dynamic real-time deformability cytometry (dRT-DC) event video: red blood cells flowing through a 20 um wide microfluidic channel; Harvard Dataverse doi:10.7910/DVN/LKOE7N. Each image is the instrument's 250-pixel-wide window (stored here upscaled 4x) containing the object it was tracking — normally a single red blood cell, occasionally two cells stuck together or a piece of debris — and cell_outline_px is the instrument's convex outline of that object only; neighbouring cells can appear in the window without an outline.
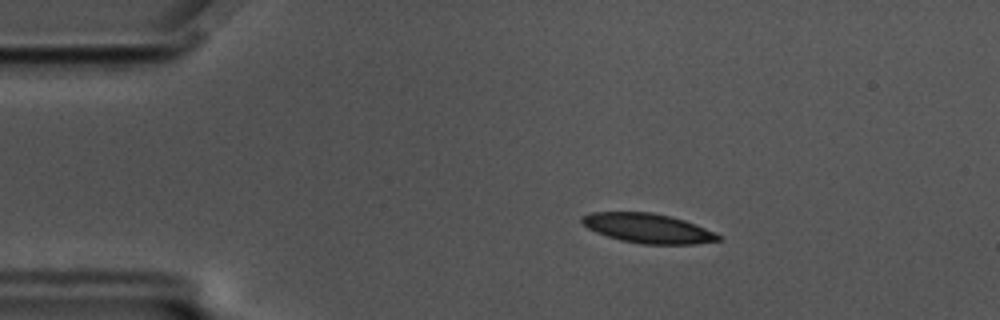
{"species": "common noctule bat (a hibernating species)", "species_latin": "Nyctalus noctula", "temperature_condition": "cold", "stored_images_in_passage": 49, "camera_frame_rate_fps": 3000, "um_per_image_px": 0.085, "animal": {"sex": "male", "body_mass_g": 17.5, "forearm_length_mm": 52.3}, "frame": {"image": 1, "passage_image": 2, "time_ms": 0.333, "image_size_px": [1000, 320], "cell_outline_px": [[724, 236], [720, 240], [696, 244], [644, 244], [620, 240], [596, 232], [588, 228], [580, 220], [580, 216], [592, 212], [652, 212], [684, 220], [696, 224]], "centroid_in_image_um": [55.09, 19.4], "position_along_channel_um": 29.9, "area_um2": 23.47}}
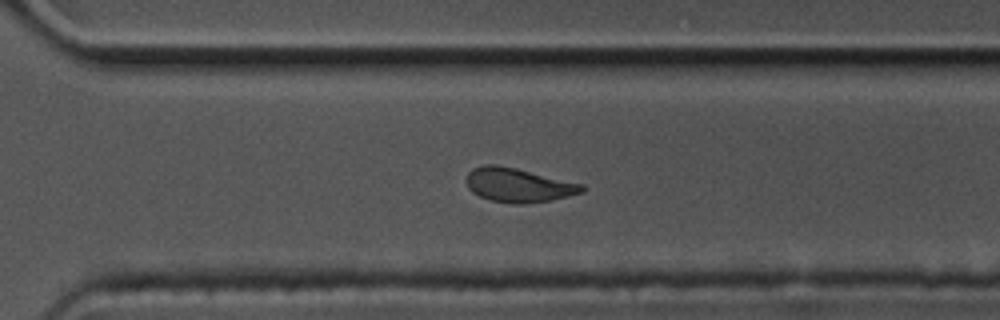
{"frame": {"image": 2, "passage_image": 32, "time_ms": 10.333, "image_size_px": [1000, 320], "cell_outline_px": [[588, 188], [584, 192], [552, 200], [524, 204], [516, 204], [492, 200], [480, 196], [472, 192], [468, 188], [464, 180], [468, 172], [472, 168], [484, 164], [496, 164], [584, 184]], "centroid_in_image_um": [44.05, 15.73], "position_along_channel_um": 326.5, "area_um2": 23.06}}
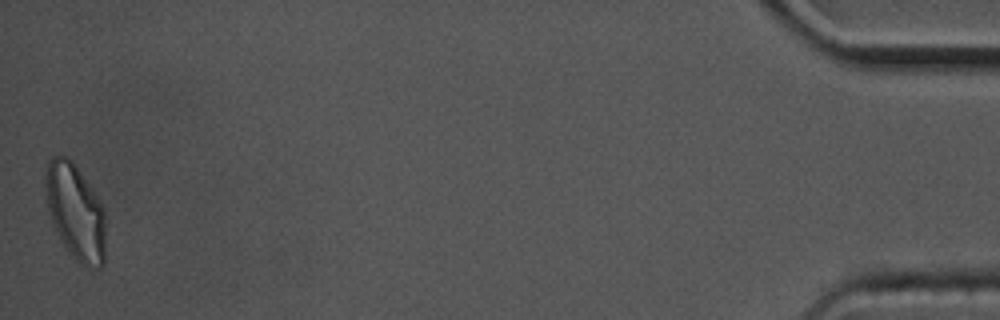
{"frame": {"image": 3, "passage_image": 49, "time_ms": 16.0, "image_size_px": [1000, 320], "cell_outline_px": [[104, 264], [100, 268], [88, 268], [80, 264], [76, 260], [64, 244], [52, 224], [48, 208], [44, 184], [44, 172], [48, 160], [52, 156], [64, 156], [72, 160], [92, 188], [100, 200], [104, 208]], "centroid_in_image_um": [6.4, 17.98], "position_along_channel_um": 428.8, "area_um2": 33.64}, "authors_computed_cell_mechanics": {"area_um2": 24.0448, "velocity_mm_per_s": 3.4704, "shape_relaxation_time_tau1_ms": 5.1303, "shape_relaxation_time_tau2_ms": 3.0893, "deformation_change_tau1": 0.132, "deformation_change_tau2": 0.0938}}